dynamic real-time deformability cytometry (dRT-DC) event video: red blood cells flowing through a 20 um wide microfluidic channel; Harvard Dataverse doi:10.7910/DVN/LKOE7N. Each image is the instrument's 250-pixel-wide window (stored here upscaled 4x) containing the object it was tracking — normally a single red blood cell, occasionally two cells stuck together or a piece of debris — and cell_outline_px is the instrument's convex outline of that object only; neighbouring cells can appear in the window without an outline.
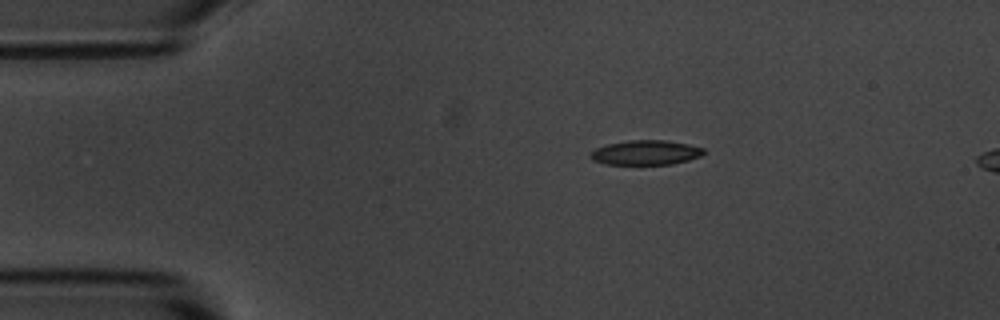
{"species": "common noctule bat (a hibernating species)", "species_latin": "Nyctalus noctula", "temperature_condition": "room temperature", "stored_images_in_passage": 3, "camera_frame_rate_fps": 3000, "um_per_image_px": 0.085, "animal": {"sex": "male", "body_mass_g": 20.1, "forearm_length_mm": 53.5}, "frame": {"image": 1, "passage_image": 1, "time_ms": 0.0, "image_size_px": [1000, 320], "cell_outline_px": [[704, 152], [700, 156], [688, 160], [672, 164], [604, 164], [592, 160], [588, 156], [596, 148], [608, 144], [632, 140], [664, 140], [688, 144], [704, 148]], "centroid_in_image_um": [54.87, 12.97], "position_along_channel_um": 30.1, "area_um2": 16.13}}